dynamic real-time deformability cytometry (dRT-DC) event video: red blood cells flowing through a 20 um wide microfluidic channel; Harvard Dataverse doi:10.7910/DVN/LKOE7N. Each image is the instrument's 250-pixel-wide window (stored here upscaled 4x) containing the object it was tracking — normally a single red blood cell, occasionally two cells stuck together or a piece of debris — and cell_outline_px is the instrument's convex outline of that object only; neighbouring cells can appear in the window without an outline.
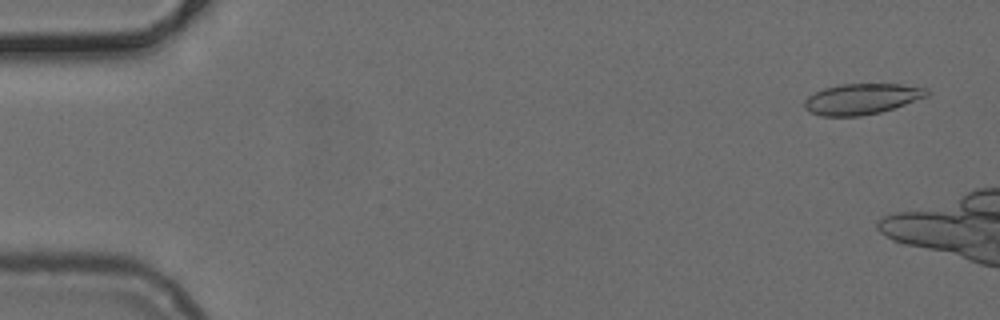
{"species": "common noctule bat (a hibernating species)", "species_latin": "Nyctalus noctula", "temperature_condition": "cold", "stored_images_in_passage": 17, "camera_frame_rate_fps": 3000, "um_per_image_px": 0.085, "animal": {"sex": "female", "body_mass_g": 24.6, "forearm_length_mm": 56.2}, "frame": {"image": 1, "passage_image": 3, "time_ms": 0.667, "image_size_px": [1000, 320], "cell_outline_px": [[928, 96], [880, 112], [860, 116], [820, 116], [808, 112], [804, 108], [804, 100], [808, 96], [824, 88], [840, 84], [900, 84], [928, 88]], "centroid_in_image_um": [73.21, 8.41], "position_along_channel_um": 11.8, "area_um2": 21.91}}